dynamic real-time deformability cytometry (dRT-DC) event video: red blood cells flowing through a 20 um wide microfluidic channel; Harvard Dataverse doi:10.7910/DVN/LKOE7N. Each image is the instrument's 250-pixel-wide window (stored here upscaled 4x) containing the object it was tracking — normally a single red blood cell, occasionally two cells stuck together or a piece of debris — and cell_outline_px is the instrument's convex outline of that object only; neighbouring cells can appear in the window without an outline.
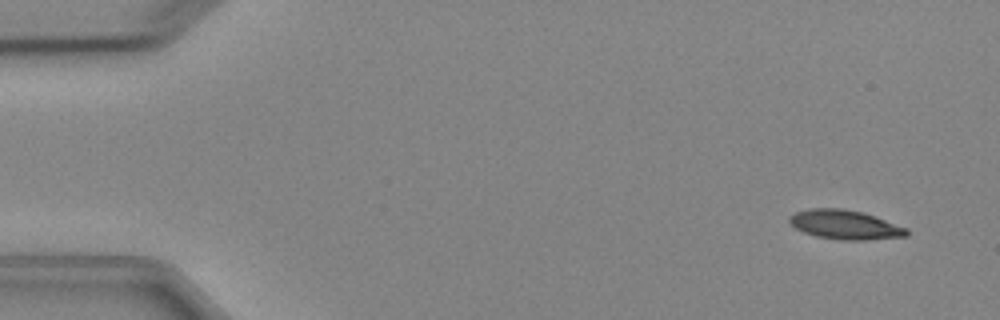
{"species": "Egyptian fruit bat (a non-hibernating species)", "species_latin": "Rousettus aegyptiacus", "temperature_condition": "cold", "stored_images_in_passage": 6, "camera_frame_rate_fps": 3000, "um_per_image_px": 0.085, "animal": {"sex": "female"}, "frame": {"image": 1, "passage_image": 1, "time_ms": 0.0, "image_size_px": [1000, 320], "cell_outline_px": [[908, 236], [864, 240], [844, 240], [816, 236], [804, 232], [796, 228], [788, 220], [796, 212], [808, 208], [840, 208], [864, 212], [908, 228]], "centroid_in_image_um": [71.86, 19.09], "position_along_channel_um": 13.1, "area_um2": 19.88}}
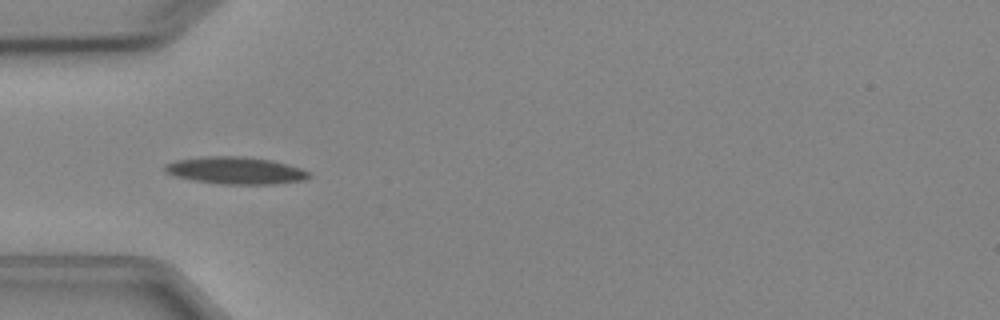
{"frame": {"image": 2, "passage_image": 4, "time_ms": 4.333, "image_size_px": [1000, 320], "cell_outline_px": [[312, 176], [304, 180], [276, 184], [220, 184], [192, 180], [176, 176], [164, 172], [164, 164], [176, 160], [208, 156], [240, 156], [272, 160], [300, 168], [308, 172]], "centroid_in_image_um": [20.01, 14.49], "position_along_channel_um": 65.0, "area_um2": 22.83}}
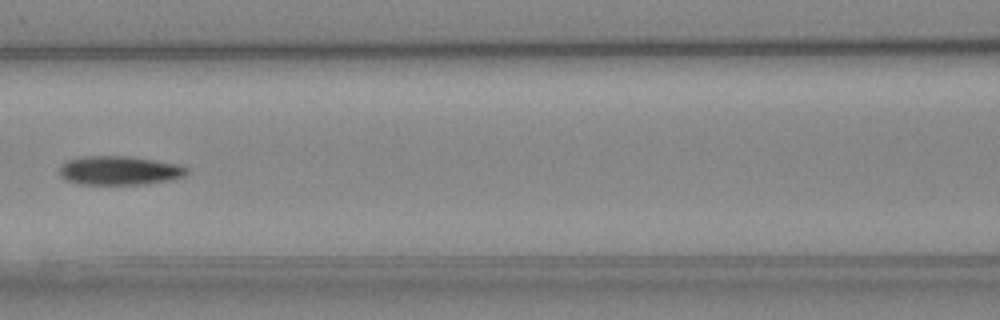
{"frame": {"image": 3, "passage_image": 6, "time_ms": 6.667, "image_size_px": [1000, 320], "cell_outline_px": [[188, 172], [184, 176], [168, 180], [148, 184], [80, 184], [64, 180], [60, 176], [60, 168], [68, 160], [80, 156], [128, 156], [180, 164], [188, 168]], "centroid_in_image_um": [10.15, 14.49], "position_along_channel_um": 156.4, "area_um2": 21.5}}